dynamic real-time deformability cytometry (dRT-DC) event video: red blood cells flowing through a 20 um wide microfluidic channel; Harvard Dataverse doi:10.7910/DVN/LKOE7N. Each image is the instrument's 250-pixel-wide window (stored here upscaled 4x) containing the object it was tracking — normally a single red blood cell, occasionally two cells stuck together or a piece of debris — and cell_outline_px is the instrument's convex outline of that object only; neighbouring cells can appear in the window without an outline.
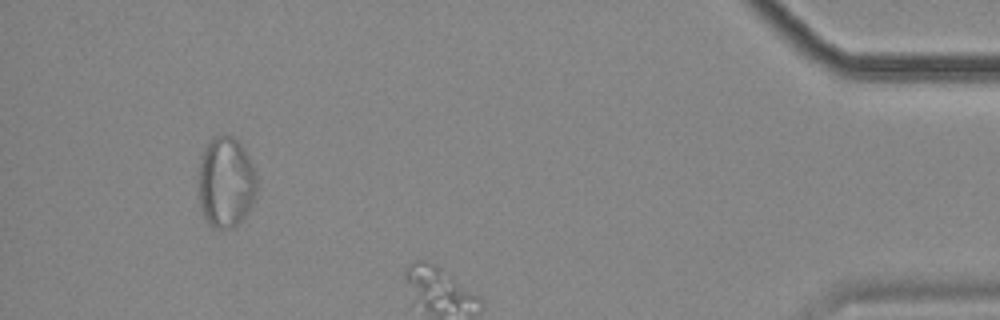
{"species": "common noctule bat (a hibernating species)", "species_latin": "Nyctalus noctula", "temperature_condition": "cold", "stored_images_in_passage": 40, "segment_of_instrument_passage": [2, 2], "camera_frame_rate_fps": 3000, "um_per_image_px": 0.085, "animal": {"sex": "female", "body_mass_g": 18.4}, "frame": {"image": 1, "passage_image": 37, "time_ms": 12.0, "image_size_px": [1000, 320], "cell_outline_px": [[256, 196], [252, 204], [244, 216], [232, 228], [212, 228], [208, 224], [200, 208], [200, 156], [204, 148], [212, 136], [224, 132], [232, 136], [244, 148], [248, 156], [256, 176]], "centroid_in_image_um": [19.19, 15.46], "position_along_channel_um": 416.0, "area_um2": 30.87}}